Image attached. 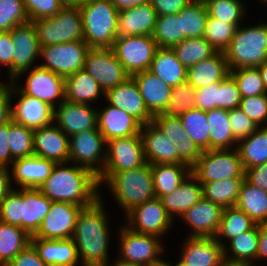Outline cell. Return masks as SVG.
<instances>
[{"label":"cell","mask_w":267,"mask_h":266,"mask_svg":"<svg viewBox=\"0 0 267 266\" xmlns=\"http://www.w3.org/2000/svg\"><path fill=\"white\" fill-rule=\"evenodd\" d=\"M101 197L79 212L72 239L83 266H105L109 262L110 228Z\"/></svg>","instance_id":"6da1fadb"},{"label":"cell","mask_w":267,"mask_h":266,"mask_svg":"<svg viewBox=\"0 0 267 266\" xmlns=\"http://www.w3.org/2000/svg\"><path fill=\"white\" fill-rule=\"evenodd\" d=\"M140 135L147 163H180L176 148L153 122L142 125Z\"/></svg>","instance_id":"484cf974"},{"label":"cell","mask_w":267,"mask_h":266,"mask_svg":"<svg viewBox=\"0 0 267 266\" xmlns=\"http://www.w3.org/2000/svg\"><path fill=\"white\" fill-rule=\"evenodd\" d=\"M5 266H48L39 257L37 251L30 244L27 248L19 252L7 265Z\"/></svg>","instance_id":"be15d7a7"},{"label":"cell","mask_w":267,"mask_h":266,"mask_svg":"<svg viewBox=\"0 0 267 266\" xmlns=\"http://www.w3.org/2000/svg\"><path fill=\"white\" fill-rule=\"evenodd\" d=\"M53 120L70 137L82 131L97 129V109L88 104L64 100L54 108Z\"/></svg>","instance_id":"ffe728a7"},{"label":"cell","mask_w":267,"mask_h":266,"mask_svg":"<svg viewBox=\"0 0 267 266\" xmlns=\"http://www.w3.org/2000/svg\"><path fill=\"white\" fill-rule=\"evenodd\" d=\"M18 188L12 189L1 201L0 221L22 228L23 188Z\"/></svg>","instance_id":"db71d44e"},{"label":"cell","mask_w":267,"mask_h":266,"mask_svg":"<svg viewBox=\"0 0 267 266\" xmlns=\"http://www.w3.org/2000/svg\"><path fill=\"white\" fill-rule=\"evenodd\" d=\"M255 225V222L244 211L236 207L224 208L220 227L215 238L224 247L226 244L221 239L226 238L227 242H229L240 233L251 230Z\"/></svg>","instance_id":"b9f144b4"},{"label":"cell","mask_w":267,"mask_h":266,"mask_svg":"<svg viewBox=\"0 0 267 266\" xmlns=\"http://www.w3.org/2000/svg\"><path fill=\"white\" fill-rule=\"evenodd\" d=\"M40 46L84 41L79 7H63L55 16L33 21Z\"/></svg>","instance_id":"8992f818"},{"label":"cell","mask_w":267,"mask_h":266,"mask_svg":"<svg viewBox=\"0 0 267 266\" xmlns=\"http://www.w3.org/2000/svg\"><path fill=\"white\" fill-rule=\"evenodd\" d=\"M105 99L111 106L132 115L142 125L151 123L153 120V115L148 111L139 88L132 77L109 89L105 93Z\"/></svg>","instance_id":"603a6c76"},{"label":"cell","mask_w":267,"mask_h":266,"mask_svg":"<svg viewBox=\"0 0 267 266\" xmlns=\"http://www.w3.org/2000/svg\"><path fill=\"white\" fill-rule=\"evenodd\" d=\"M106 147L102 173H118L146 163L140 134L109 140Z\"/></svg>","instance_id":"9a60e30c"},{"label":"cell","mask_w":267,"mask_h":266,"mask_svg":"<svg viewBox=\"0 0 267 266\" xmlns=\"http://www.w3.org/2000/svg\"><path fill=\"white\" fill-rule=\"evenodd\" d=\"M224 54L229 70L262 65L267 61V23L238 26Z\"/></svg>","instance_id":"5b68a950"},{"label":"cell","mask_w":267,"mask_h":266,"mask_svg":"<svg viewBox=\"0 0 267 266\" xmlns=\"http://www.w3.org/2000/svg\"><path fill=\"white\" fill-rule=\"evenodd\" d=\"M120 229L119 259L143 266H150L161 259L159 256L164 253V246L160 237L134 232L125 225Z\"/></svg>","instance_id":"30bf717a"},{"label":"cell","mask_w":267,"mask_h":266,"mask_svg":"<svg viewBox=\"0 0 267 266\" xmlns=\"http://www.w3.org/2000/svg\"><path fill=\"white\" fill-rule=\"evenodd\" d=\"M261 2H263L264 4H265V3L267 4V0H261Z\"/></svg>","instance_id":"979ff035"},{"label":"cell","mask_w":267,"mask_h":266,"mask_svg":"<svg viewBox=\"0 0 267 266\" xmlns=\"http://www.w3.org/2000/svg\"><path fill=\"white\" fill-rule=\"evenodd\" d=\"M52 201L39 189L23 188L22 229L30 236L38 231Z\"/></svg>","instance_id":"836d02e7"},{"label":"cell","mask_w":267,"mask_h":266,"mask_svg":"<svg viewBox=\"0 0 267 266\" xmlns=\"http://www.w3.org/2000/svg\"><path fill=\"white\" fill-rule=\"evenodd\" d=\"M258 241V225L256 224L251 230L240 233L231 239L228 246L223 247L224 256L231 259L254 262L255 264L257 260Z\"/></svg>","instance_id":"f6af8a7d"},{"label":"cell","mask_w":267,"mask_h":266,"mask_svg":"<svg viewBox=\"0 0 267 266\" xmlns=\"http://www.w3.org/2000/svg\"><path fill=\"white\" fill-rule=\"evenodd\" d=\"M230 75L236 81L242 98L267 94L257 67L230 70Z\"/></svg>","instance_id":"816d5d0a"},{"label":"cell","mask_w":267,"mask_h":266,"mask_svg":"<svg viewBox=\"0 0 267 266\" xmlns=\"http://www.w3.org/2000/svg\"><path fill=\"white\" fill-rule=\"evenodd\" d=\"M11 172L7 167H0V204L5 196L14 188L11 184Z\"/></svg>","instance_id":"2644e50d"},{"label":"cell","mask_w":267,"mask_h":266,"mask_svg":"<svg viewBox=\"0 0 267 266\" xmlns=\"http://www.w3.org/2000/svg\"><path fill=\"white\" fill-rule=\"evenodd\" d=\"M257 68L260 71L262 81H263L264 86H265V91L267 93V61H265L262 65H260Z\"/></svg>","instance_id":"34e18365"},{"label":"cell","mask_w":267,"mask_h":266,"mask_svg":"<svg viewBox=\"0 0 267 266\" xmlns=\"http://www.w3.org/2000/svg\"><path fill=\"white\" fill-rule=\"evenodd\" d=\"M258 252L257 260L267 259V222L258 224Z\"/></svg>","instance_id":"89a4df30"},{"label":"cell","mask_w":267,"mask_h":266,"mask_svg":"<svg viewBox=\"0 0 267 266\" xmlns=\"http://www.w3.org/2000/svg\"><path fill=\"white\" fill-rule=\"evenodd\" d=\"M29 21L22 0H0V32Z\"/></svg>","instance_id":"11a10c76"},{"label":"cell","mask_w":267,"mask_h":266,"mask_svg":"<svg viewBox=\"0 0 267 266\" xmlns=\"http://www.w3.org/2000/svg\"><path fill=\"white\" fill-rule=\"evenodd\" d=\"M68 163H56L39 190L52 202H68L82 207L93 204L101 195L98 177L87 168L76 164L68 166Z\"/></svg>","instance_id":"7a4b0ae2"},{"label":"cell","mask_w":267,"mask_h":266,"mask_svg":"<svg viewBox=\"0 0 267 266\" xmlns=\"http://www.w3.org/2000/svg\"><path fill=\"white\" fill-rule=\"evenodd\" d=\"M106 146L107 141L98 129L79 132L70 136L69 162L99 177L106 160Z\"/></svg>","instance_id":"9c48e42d"},{"label":"cell","mask_w":267,"mask_h":266,"mask_svg":"<svg viewBox=\"0 0 267 266\" xmlns=\"http://www.w3.org/2000/svg\"><path fill=\"white\" fill-rule=\"evenodd\" d=\"M150 266H178L177 262L175 265H172L171 263H168L167 261L165 262V260L160 259L158 262H155L154 264L150 265Z\"/></svg>","instance_id":"b9fcfbb0"},{"label":"cell","mask_w":267,"mask_h":266,"mask_svg":"<svg viewBox=\"0 0 267 266\" xmlns=\"http://www.w3.org/2000/svg\"><path fill=\"white\" fill-rule=\"evenodd\" d=\"M100 95L105 98V91L84 69L65 77V101L91 105L100 98Z\"/></svg>","instance_id":"d6a6232c"},{"label":"cell","mask_w":267,"mask_h":266,"mask_svg":"<svg viewBox=\"0 0 267 266\" xmlns=\"http://www.w3.org/2000/svg\"><path fill=\"white\" fill-rule=\"evenodd\" d=\"M157 19L150 2L119 10L117 37L152 35Z\"/></svg>","instance_id":"4316f807"},{"label":"cell","mask_w":267,"mask_h":266,"mask_svg":"<svg viewBox=\"0 0 267 266\" xmlns=\"http://www.w3.org/2000/svg\"><path fill=\"white\" fill-rule=\"evenodd\" d=\"M9 121L0 125V167H9L14 162L8 145ZM9 164V165H8Z\"/></svg>","instance_id":"a7ac6f4b"},{"label":"cell","mask_w":267,"mask_h":266,"mask_svg":"<svg viewBox=\"0 0 267 266\" xmlns=\"http://www.w3.org/2000/svg\"><path fill=\"white\" fill-rule=\"evenodd\" d=\"M82 208L68 202H52L49 212L33 237L53 240L71 239Z\"/></svg>","instance_id":"ac0fdd59"},{"label":"cell","mask_w":267,"mask_h":266,"mask_svg":"<svg viewBox=\"0 0 267 266\" xmlns=\"http://www.w3.org/2000/svg\"><path fill=\"white\" fill-rule=\"evenodd\" d=\"M152 7L156 10L157 16H166L177 14L185 6H187L190 0H149Z\"/></svg>","instance_id":"e7e4bbea"},{"label":"cell","mask_w":267,"mask_h":266,"mask_svg":"<svg viewBox=\"0 0 267 266\" xmlns=\"http://www.w3.org/2000/svg\"><path fill=\"white\" fill-rule=\"evenodd\" d=\"M31 244V236L18 226L0 221V266L7 265Z\"/></svg>","instance_id":"ab89813d"},{"label":"cell","mask_w":267,"mask_h":266,"mask_svg":"<svg viewBox=\"0 0 267 266\" xmlns=\"http://www.w3.org/2000/svg\"><path fill=\"white\" fill-rule=\"evenodd\" d=\"M178 266H219L224 256L216 238L187 236Z\"/></svg>","instance_id":"cb8c5ba5"},{"label":"cell","mask_w":267,"mask_h":266,"mask_svg":"<svg viewBox=\"0 0 267 266\" xmlns=\"http://www.w3.org/2000/svg\"><path fill=\"white\" fill-rule=\"evenodd\" d=\"M142 124L124 110L108 104L97 110V129L106 141L140 134Z\"/></svg>","instance_id":"d4e9b609"},{"label":"cell","mask_w":267,"mask_h":266,"mask_svg":"<svg viewBox=\"0 0 267 266\" xmlns=\"http://www.w3.org/2000/svg\"><path fill=\"white\" fill-rule=\"evenodd\" d=\"M244 178H227L202 184L203 198L223 208L235 207Z\"/></svg>","instance_id":"60d3db41"},{"label":"cell","mask_w":267,"mask_h":266,"mask_svg":"<svg viewBox=\"0 0 267 266\" xmlns=\"http://www.w3.org/2000/svg\"><path fill=\"white\" fill-rule=\"evenodd\" d=\"M64 7H79L85 0H59Z\"/></svg>","instance_id":"11e5206c"},{"label":"cell","mask_w":267,"mask_h":266,"mask_svg":"<svg viewBox=\"0 0 267 266\" xmlns=\"http://www.w3.org/2000/svg\"><path fill=\"white\" fill-rule=\"evenodd\" d=\"M182 25V41L189 38L203 37L208 10L205 2H190L179 12Z\"/></svg>","instance_id":"7bdbcfd3"},{"label":"cell","mask_w":267,"mask_h":266,"mask_svg":"<svg viewBox=\"0 0 267 266\" xmlns=\"http://www.w3.org/2000/svg\"><path fill=\"white\" fill-rule=\"evenodd\" d=\"M136 82L148 111L153 115L164 113L173 87L163 82L149 70L131 76Z\"/></svg>","instance_id":"83f0119b"},{"label":"cell","mask_w":267,"mask_h":266,"mask_svg":"<svg viewBox=\"0 0 267 266\" xmlns=\"http://www.w3.org/2000/svg\"><path fill=\"white\" fill-rule=\"evenodd\" d=\"M105 266H143V265L134 264V263H131V262H126V261H123V260L117 258L112 263V265L110 264V262H108Z\"/></svg>","instance_id":"2a66077c"},{"label":"cell","mask_w":267,"mask_h":266,"mask_svg":"<svg viewBox=\"0 0 267 266\" xmlns=\"http://www.w3.org/2000/svg\"><path fill=\"white\" fill-rule=\"evenodd\" d=\"M235 207L244 211L257 225L267 222V192L245 179L241 183Z\"/></svg>","instance_id":"74e56055"},{"label":"cell","mask_w":267,"mask_h":266,"mask_svg":"<svg viewBox=\"0 0 267 266\" xmlns=\"http://www.w3.org/2000/svg\"><path fill=\"white\" fill-rule=\"evenodd\" d=\"M224 208L205 198L194 204L180 218L191 228L189 237L215 238Z\"/></svg>","instance_id":"44dd1931"},{"label":"cell","mask_w":267,"mask_h":266,"mask_svg":"<svg viewBox=\"0 0 267 266\" xmlns=\"http://www.w3.org/2000/svg\"><path fill=\"white\" fill-rule=\"evenodd\" d=\"M28 71L30 72L24 81L25 85L18 86L24 94L38 98L53 108L64 101L65 78L39 64L30 70L21 72L13 82H16L19 77L25 76L24 74Z\"/></svg>","instance_id":"5bb4252c"},{"label":"cell","mask_w":267,"mask_h":266,"mask_svg":"<svg viewBox=\"0 0 267 266\" xmlns=\"http://www.w3.org/2000/svg\"><path fill=\"white\" fill-rule=\"evenodd\" d=\"M15 47L12 44L10 31L0 32V65H6L8 80L12 81V58Z\"/></svg>","instance_id":"6125c7cd"},{"label":"cell","mask_w":267,"mask_h":266,"mask_svg":"<svg viewBox=\"0 0 267 266\" xmlns=\"http://www.w3.org/2000/svg\"><path fill=\"white\" fill-rule=\"evenodd\" d=\"M182 121L184 131L196 145L202 150H209V125L206 111L201 109H191L179 116Z\"/></svg>","instance_id":"bcb514c9"},{"label":"cell","mask_w":267,"mask_h":266,"mask_svg":"<svg viewBox=\"0 0 267 266\" xmlns=\"http://www.w3.org/2000/svg\"><path fill=\"white\" fill-rule=\"evenodd\" d=\"M158 48L152 35L120 36L112 46L117 59L130 76L149 70Z\"/></svg>","instance_id":"ba28073f"},{"label":"cell","mask_w":267,"mask_h":266,"mask_svg":"<svg viewBox=\"0 0 267 266\" xmlns=\"http://www.w3.org/2000/svg\"><path fill=\"white\" fill-rule=\"evenodd\" d=\"M13 46L12 81L23 71L31 69L40 57L41 46L33 21L16 25L10 30Z\"/></svg>","instance_id":"e0dca14e"},{"label":"cell","mask_w":267,"mask_h":266,"mask_svg":"<svg viewBox=\"0 0 267 266\" xmlns=\"http://www.w3.org/2000/svg\"><path fill=\"white\" fill-rule=\"evenodd\" d=\"M31 245L48 266H76L80 262L74 240H53L31 236Z\"/></svg>","instance_id":"f546056e"},{"label":"cell","mask_w":267,"mask_h":266,"mask_svg":"<svg viewBox=\"0 0 267 266\" xmlns=\"http://www.w3.org/2000/svg\"><path fill=\"white\" fill-rule=\"evenodd\" d=\"M34 156L54 161L69 162L70 137L54 122L33 130Z\"/></svg>","instance_id":"7402d4cb"},{"label":"cell","mask_w":267,"mask_h":266,"mask_svg":"<svg viewBox=\"0 0 267 266\" xmlns=\"http://www.w3.org/2000/svg\"><path fill=\"white\" fill-rule=\"evenodd\" d=\"M172 50L175 52L180 63L186 68L217 53V50L203 37L184 39L173 46Z\"/></svg>","instance_id":"ee69618b"},{"label":"cell","mask_w":267,"mask_h":266,"mask_svg":"<svg viewBox=\"0 0 267 266\" xmlns=\"http://www.w3.org/2000/svg\"><path fill=\"white\" fill-rule=\"evenodd\" d=\"M30 21L55 16L64 6L59 0H22Z\"/></svg>","instance_id":"680465c9"},{"label":"cell","mask_w":267,"mask_h":266,"mask_svg":"<svg viewBox=\"0 0 267 266\" xmlns=\"http://www.w3.org/2000/svg\"><path fill=\"white\" fill-rule=\"evenodd\" d=\"M202 198V184L190 173L177 189L164 195L161 200L167 213L174 220V216L180 218Z\"/></svg>","instance_id":"1f68e13d"},{"label":"cell","mask_w":267,"mask_h":266,"mask_svg":"<svg viewBox=\"0 0 267 266\" xmlns=\"http://www.w3.org/2000/svg\"><path fill=\"white\" fill-rule=\"evenodd\" d=\"M229 75L230 70L224 52H217L212 57L187 68L186 81L194 89H199L221 82Z\"/></svg>","instance_id":"4dcf8cb0"},{"label":"cell","mask_w":267,"mask_h":266,"mask_svg":"<svg viewBox=\"0 0 267 266\" xmlns=\"http://www.w3.org/2000/svg\"><path fill=\"white\" fill-rule=\"evenodd\" d=\"M110 1L116 7L118 11L125 9V8L142 5V4L149 2V0H110Z\"/></svg>","instance_id":"8c879c8a"},{"label":"cell","mask_w":267,"mask_h":266,"mask_svg":"<svg viewBox=\"0 0 267 266\" xmlns=\"http://www.w3.org/2000/svg\"><path fill=\"white\" fill-rule=\"evenodd\" d=\"M149 71L171 87L187 80V68L180 63L172 48H158Z\"/></svg>","instance_id":"e575fe53"},{"label":"cell","mask_w":267,"mask_h":266,"mask_svg":"<svg viewBox=\"0 0 267 266\" xmlns=\"http://www.w3.org/2000/svg\"><path fill=\"white\" fill-rule=\"evenodd\" d=\"M15 95L20 98L13 106L11 104V119L14 122L33 130L53 123L54 108L38 98L24 94L16 82L11 81V97Z\"/></svg>","instance_id":"2e32d148"},{"label":"cell","mask_w":267,"mask_h":266,"mask_svg":"<svg viewBox=\"0 0 267 266\" xmlns=\"http://www.w3.org/2000/svg\"><path fill=\"white\" fill-rule=\"evenodd\" d=\"M191 173L200 183H210L227 178H244L245 170L234 148L203 151Z\"/></svg>","instance_id":"52a82bcc"},{"label":"cell","mask_w":267,"mask_h":266,"mask_svg":"<svg viewBox=\"0 0 267 266\" xmlns=\"http://www.w3.org/2000/svg\"><path fill=\"white\" fill-rule=\"evenodd\" d=\"M195 91L187 81L172 89L170 101L164 114L170 116H181L188 110L195 108Z\"/></svg>","instance_id":"f5cc1de1"},{"label":"cell","mask_w":267,"mask_h":266,"mask_svg":"<svg viewBox=\"0 0 267 266\" xmlns=\"http://www.w3.org/2000/svg\"><path fill=\"white\" fill-rule=\"evenodd\" d=\"M8 145L14 160L34 156L33 129L10 119Z\"/></svg>","instance_id":"c3c4849f"},{"label":"cell","mask_w":267,"mask_h":266,"mask_svg":"<svg viewBox=\"0 0 267 266\" xmlns=\"http://www.w3.org/2000/svg\"><path fill=\"white\" fill-rule=\"evenodd\" d=\"M208 16L233 24L236 28L246 16V7L241 0H207Z\"/></svg>","instance_id":"681fc988"},{"label":"cell","mask_w":267,"mask_h":266,"mask_svg":"<svg viewBox=\"0 0 267 266\" xmlns=\"http://www.w3.org/2000/svg\"><path fill=\"white\" fill-rule=\"evenodd\" d=\"M84 42L90 48H112L119 11L110 0H85L80 6Z\"/></svg>","instance_id":"277c9868"},{"label":"cell","mask_w":267,"mask_h":266,"mask_svg":"<svg viewBox=\"0 0 267 266\" xmlns=\"http://www.w3.org/2000/svg\"><path fill=\"white\" fill-rule=\"evenodd\" d=\"M126 224L130 230L151 234L162 238L169 232L174 220L167 213L160 198L154 197L141 205L136 206L125 216Z\"/></svg>","instance_id":"7c38bea8"},{"label":"cell","mask_w":267,"mask_h":266,"mask_svg":"<svg viewBox=\"0 0 267 266\" xmlns=\"http://www.w3.org/2000/svg\"><path fill=\"white\" fill-rule=\"evenodd\" d=\"M11 81L0 83V125L11 119Z\"/></svg>","instance_id":"003e7915"},{"label":"cell","mask_w":267,"mask_h":266,"mask_svg":"<svg viewBox=\"0 0 267 266\" xmlns=\"http://www.w3.org/2000/svg\"><path fill=\"white\" fill-rule=\"evenodd\" d=\"M244 179L267 192V163L245 169Z\"/></svg>","instance_id":"03108f58"},{"label":"cell","mask_w":267,"mask_h":266,"mask_svg":"<svg viewBox=\"0 0 267 266\" xmlns=\"http://www.w3.org/2000/svg\"><path fill=\"white\" fill-rule=\"evenodd\" d=\"M244 170L267 163V126H261L246 139L237 143Z\"/></svg>","instance_id":"f35d334b"},{"label":"cell","mask_w":267,"mask_h":266,"mask_svg":"<svg viewBox=\"0 0 267 266\" xmlns=\"http://www.w3.org/2000/svg\"><path fill=\"white\" fill-rule=\"evenodd\" d=\"M192 2H206L207 0H190Z\"/></svg>","instance_id":"09005b40"},{"label":"cell","mask_w":267,"mask_h":266,"mask_svg":"<svg viewBox=\"0 0 267 266\" xmlns=\"http://www.w3.org/2000/svg\"><path fill=\"white\" fill-rule=\"evenodd\" d=\"M55 164L37 156L16 159L12 163L11 180L21 188L39 189L51 175Z\"/></svg>","instance_id":"f1b7e54d"},{"label":"cell","mask_w":267,"mask_h":266,"mask_svg":"<svg viewBox=\"0 0 267 266\" xmlns=\"http://www.w3.org/2000/svg\"><path fill=\"white\" fill-rule=\"evenodd\" d=\"M206 116L209 125V150L236 148L237 142L229 123V110L215 108L206 111Z\"/></svg>","instance_id":"8d00e7d4"},{"label":"cell","mask_w":267,"mask_h":266,"mask_svg":"<svg viewBox=\"0 0 267 266\" xmlns=\"http://www.w3.org/2000/svg\"><path fill=\"white\" fill-rule=\"evenodd\" d=\"M219 266H255V264L249 261L236 260L223 256Z\"/></svg>","instance_id":"753ad0ef"},{"label":"cell","mask_w":267,"mask_h":266,"mask_svg":"<svg viewBox=\"0 0 267 266\" xmlns=\"http://www.w3.org/2000/svg\"><path fill=\"white\" fill-rule=\"evenodd\" d=\"M220 82L196 89L195 108L210 111L219 108Z\"/></svg>","instance_id":"94428289"},{"label":"cell","mask_w":267,"mask_h":266,"mask_svg":"<svg viewBox=\"0 0 267 266\" xmlns=\"http://www.w3.org/2000/svg\"><path fill=\"white\" fill-rule=\"evenodd\" d=\"M239 108L259 127L267 126V94L242 98Z\"/></svg>","instance_id":"9f6ffc18"},{"label":"cell","mask_w":267,"mask_h":266,"mask_svg":"<svg viewBox=\"0 0 267 266\" xmlns=\"http://www.w3.org/2000/svg\"><path fill=\"white\" fill-rule=\"evenodd\" d=\"M235 31L236 27L233 24L224 23L221 20L208 16L203 38L210 43L217 52H224L230 45Z\"/></svg>","instance_id":"f907efd6"},{"label":"cell","mask_w":267,"mask_h":266,"mask_svg":"<svg viewBox=\"0 0 267 266\" xmlns=\"http://www.w3.org/2000/svg\"><path fill=\"white\" fill-rule=\"evenodd\" d=\"M84 70L98 82L105 93L131 77L112 48H90L85 57Z\"/></svg>","instance_id":"4fadbf2b"},{"label":"cell","mask_w":267,"mask_h":266,"mask_svg":"<svg viewBox=\"0 0 267 266\" xmlns=\"http://www.w3.org/2000/svg\"><path fill=\"white\" fill-rule=\"evenodd\" d=\"M99 186L107 185L125 215L138 205L155 196L151 164L118 173H102Z\"/></svg>","instance_id":"3957f363"},{"label":"cell","mask_w":267,"mask_h":266,"mask_svg":"<svg viewBox=\"0 0 267 266\" xmlns=\"http://www.w3.org/2000/svg\"><path fill=\"white\" fill-rule=\"evenodd\" d=\"M152 122L174 145L180 157V164L192 168L203 151L188 137L179 116L160 113L153 116Z\"/></svg>","instance_id":"d6986e66"},{"label":"cell","mask_w":267,"mask_h":266,"mask_svg":"<svg viewBox=\"0 0 267 266\" xmlns=\"http://www.w3.org/2000/svg\"><path fill=\"white\" fill-rule=\"evenodd\" d=\"M152 37L159 48H172L182 41V25L177 14L157 16Z\"/></svg>","instance_id":"7dc6e473"},{"label":"cell","mask_w":267,"mask_h":266,"mask_svg":"<svg viewBox=\"0 0 267 266\" xmlns=\"http://www.w3.org/2000/svg\"><path fill=\"white\" fill-rule=\"evenodd\" d=\"M242 97L234 78L229 75L220 82L219 108L232 110L239 107Z\"/></svg>","instance_id":"91938a15"},{"label":"cell","mask_w":267,"mask_h":266,"mask_svg":"<svg viewBox=\"0 0 267 266\" xmlns=\"http://www.w3.org/2000/svg\"><path fill=\"white\" fill-rule=\"evenodd\" d=\"M90 47L84 41H72L41 47L39 64L64 78L84 69L85 57Z\"/></svg>","instance_id":"8fae6325"},{"label":"cell","mask_w":267,"mask_h":266,"mask_svg":"<svg viewBox=\"0 0 267 266\" xmlns=\"http://www.w3.org/2000/svg\"><path fill=\"white\" fill-rule=\"evenodd\" d=\"M152 178L155 196L162 198L177 189L185 178L191 173L186 164H152Z\"/></svg>","instance_id":"d590c367"},{"label":"cell","mask_w":267,"mask_h":266,"mask_svg":"<svg viewBox=\"0 0 267 266\" xmlns=\"http://www.w3.org/2000/svg\"><path fill=\"white\" fill-rule=\"evenodd\" d=\"M229 123L237 143L246 139L259 128V126L247 117L239 107L229 110Z\"/></svg>","instance_id":"6f0895ef"}]
</instances>
